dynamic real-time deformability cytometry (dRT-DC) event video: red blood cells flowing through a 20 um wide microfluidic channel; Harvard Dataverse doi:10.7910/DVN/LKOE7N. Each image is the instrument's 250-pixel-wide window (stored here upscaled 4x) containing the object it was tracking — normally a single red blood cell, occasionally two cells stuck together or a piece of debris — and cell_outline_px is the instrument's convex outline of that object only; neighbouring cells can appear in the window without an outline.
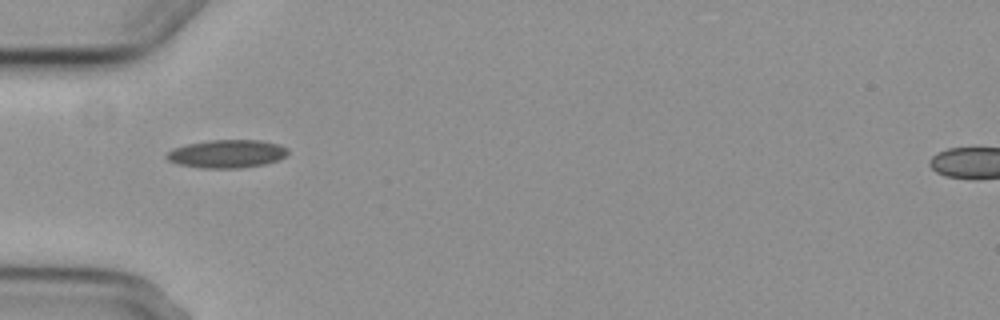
{"species": "common noctule bat (a hibernating species)", "species_latin": "Nyctalus noctula", "temperature_condition": "cold", "stored_images_in_passage": 3, "camera_frame_rate_fps": 3000, "um_per_image_px": 0.085, "animal": {"sex": "female", "body_mass_g": 29.2, "forearm_length_mm": 56.3}, "frame": {"image": 1, "passage_image": 1, "time_ms": 0.0, "image_size_px": [1000, 320], "cell_outline_px": [[288, 152], [280, 160], [264, 164], [240, 168], [200, 168], [180, 164], [168, 160], [164, 156], [172, 148], [184, 144], [208, 140], [260, 140], [280, 144], [288, 148]], "centroid_in_image_um": [19.28, 13.06], "position_along_channel_um": 65.7, "area_um2": 20.06}}
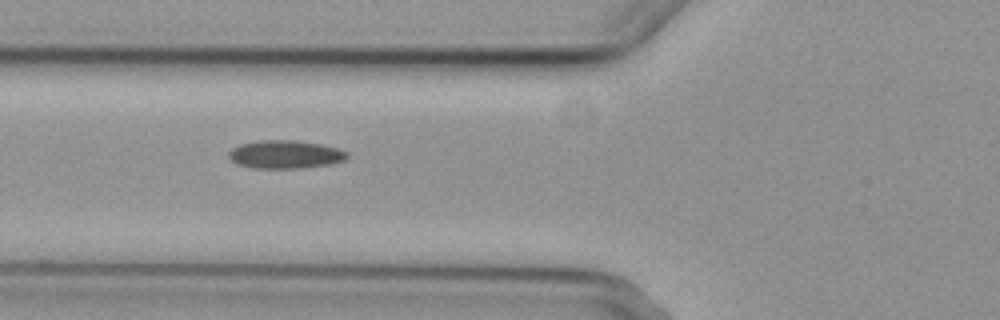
{"frame": {"image": 2, "passage_image": 2, "time_ms": 1.0, "image_size_px": [1000, 320], "cell_outline_px": [[348, 156], [344, 160], [328, 164], [300, 168], [252, 168], [236, 164], [228, 156], [228, 152], [232, 148], [240, 144], [260, 140], [296, 140], [320, 144], [336, 148], [348, 152]], "centroid_in_image_um": [24.2, 13.12], "position_along_channel_um": 101.6, "area_um2": 19.36}}
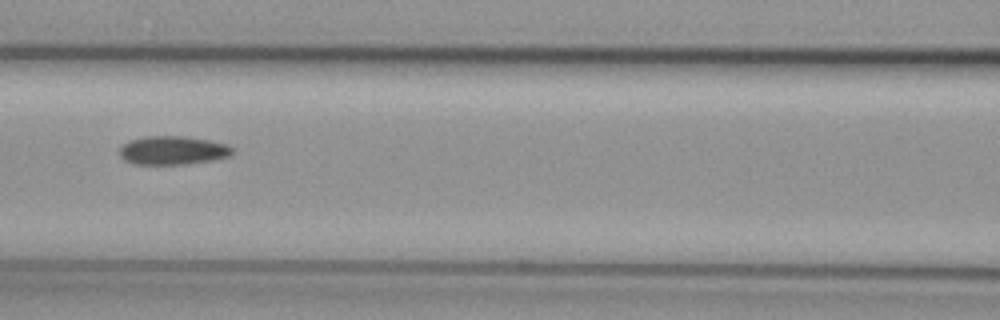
{"frame": {"image": 3, "passage_image": 3, "time_ms": 2.333, "image_size_px": [1000, 320], "cell_outline_px": [[232, 152], [228, 156], [212, 160], [184, 164], [132, 164], [124, 160], [120, 156], [120, 148], [128, 140], [144, 136], [184, 136], [208, 140], [228, 144], [232, 148]], "centroid_in_image_um": [14.65, 12.77], "position_along_channel_um": 152.0, "area_um2": 18.79}}